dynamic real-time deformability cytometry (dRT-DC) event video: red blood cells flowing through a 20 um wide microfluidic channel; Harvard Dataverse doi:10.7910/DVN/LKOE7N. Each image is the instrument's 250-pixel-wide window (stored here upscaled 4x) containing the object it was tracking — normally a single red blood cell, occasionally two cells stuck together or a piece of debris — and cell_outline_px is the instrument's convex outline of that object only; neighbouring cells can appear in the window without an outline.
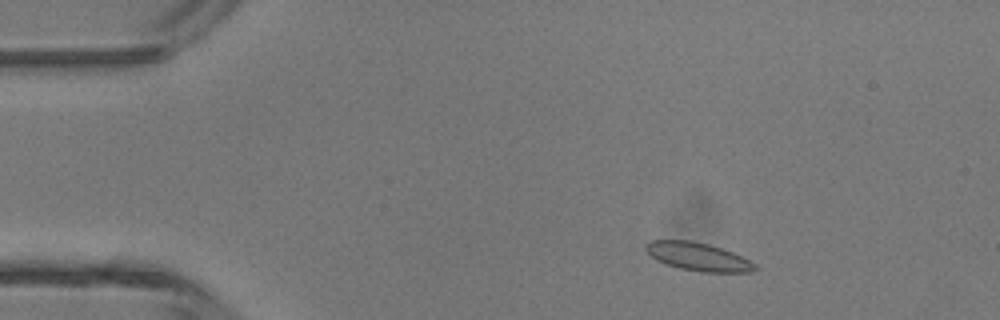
{"species": "common noctule bat (a hibernating species)", "species_latin": "Nyctalus noctula", "temperature_condition": "room temperature", "stored_images_in_passage": 6, "camera_frame_rate_fps": 3000, "um_per_image_px": 0.085, "animal": {"sex": "male", "body_mass_g": 13.3}, "frame": {"image": 1, "passage_image": 2, "time_ms": 0.333, "image_size_px": [1000, 320], "cell_outline_px": [[760, 268], [752, 272], [700, 272], [680, 268], [664, 264], [656, 260], [644, 248], [644, 244], [652, 240], [692, 240], [708, 244], [732, 252], [756, 264]], "centroid_in_image_um": [59.33, 21.82], "position_along_channel_um": 25.7, "area_um2": 17.98}}
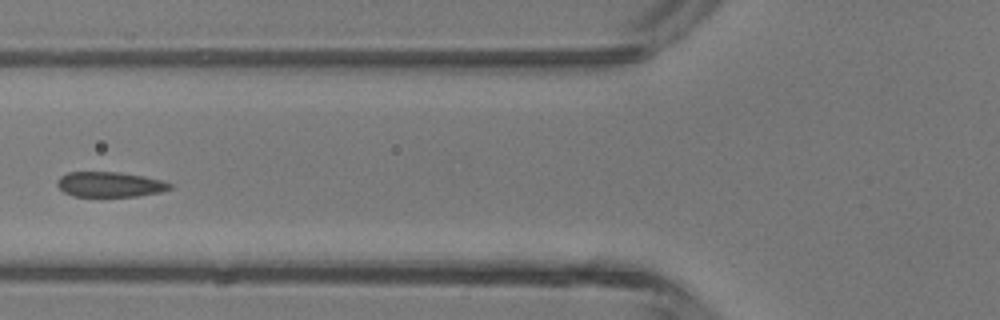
{"frame": {"image": 2, "passage_image": 5, "time_ms": 1.333, "image_size_px": [1000, 320], "cell_outline_px": [[172, 188], [160, 192], [136, 196], [72, 196], [64, 192], [56, 184], [56, 180], [60, 176], [68, 172], [116, 172], [144, 176], [160, 180], [172, 184]], "centroid_in_image_um": [9.3, 15.67], "position_along_channel_um": 116.5, "area_um2": 16.42}}
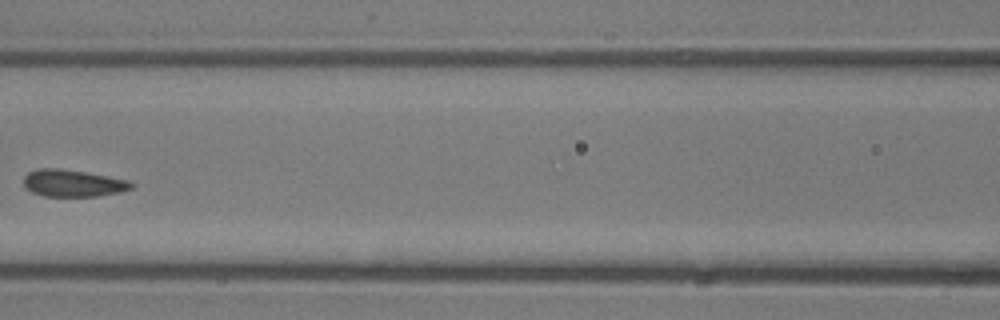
{"frame": {"image": 3, "passage_image": 6, "time_ms": 1.667, "image_size_px": [1000, 320], "cell_outline_px": [[132, 188], [120, 192], [96, 196], [44, 196], [32, 192], [24, 188], [24, 176], [28, 172], [36, 168], [60, 168], [84, 172], [128, 180], [132, 184]], "centroid_in_image_um": [6.13, 15.57], "position_along_channel_um": 160.5, "area_um2": 16.88}}